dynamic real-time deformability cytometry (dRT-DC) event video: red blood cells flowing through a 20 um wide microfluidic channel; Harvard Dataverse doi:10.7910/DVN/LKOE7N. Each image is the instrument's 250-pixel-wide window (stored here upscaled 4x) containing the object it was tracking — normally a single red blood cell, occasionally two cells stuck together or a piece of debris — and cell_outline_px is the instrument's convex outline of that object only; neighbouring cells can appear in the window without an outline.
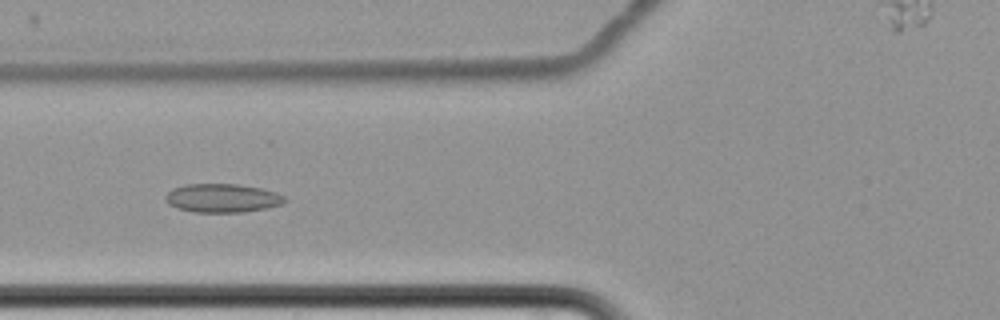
{"species": "common noctule bat (a hibernating species)", "species_latin": "Nyctalus noctula", "temperature_condition": "cold", "stored_images_in_passage": 16, "camera_frame_rate_fps": 3000, "um_per_image_px": 0.085, "animal": {"sex": "female", "body_mass_g": 22.7, "forearm_length_mm": 54.2}, "frame": {"image": 1, "passage_image": 7, "time_ms": 9.0, "image_size_px": [1000, 320], "cell_outline_px": [[288, 200], [280, 204], [264, 208], [244, 212], [196, 212], [176, 208], [168, 204], [164, 200], [164, 196], [172, 188], [184, 184], [236, 184], [260, 188], [276, 192], [284, 196]], "centroid_in_image_um": [18.85, 16.83], "position_along_channel_um": 107.0, "area_um2": 19.94}}
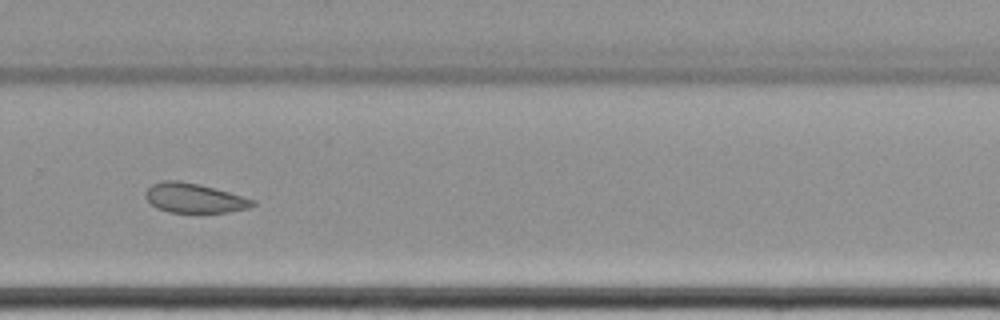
{"frame": {"image": 2, "passage_image": 12, "time_ms": 15.0, "image_size_px": [1000, 320], "cell_outline_px": [[256, 204], [248, 208], [228, 212], [168, 212], [156, 208], [144, 196], [144, 192], [152, 184], [164, 180], [180, 180], [200, 184], [244, 196], [256, 200]], "centroid_in_image_um": [16.51, 16.82], "position_along_channel_um": 313.3, "area_um2": 18.55}}
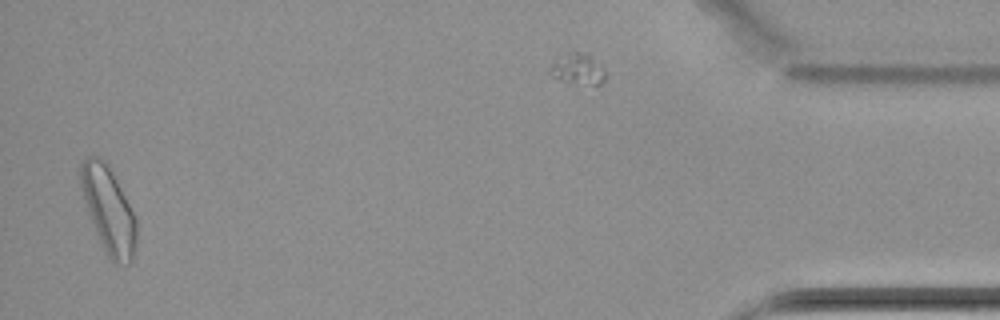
{"frame": {"image": 3, "passage_image": 16, "time_ms": 20.667, "image_size_px": [1000, 320], "cell_outline_px": [[136, 244], [132, 260], [128, 264], [116, 264], [108, 256], [96, 232], [80, 184], [80, 164], [88, 156], [100, 156], [108, 164], [136, 220]], "centroid_in_image_um": [9.23, 17.84], "position_along_channel_um": 426.0, "area_um2": 27.11}, "authors_computed_cell_mechanics": {"area_um2": 21.3282, "velocity_mm_per_s": 3.4439, "shape_relaxation_time_tau1_ms": 6.1528, "shape_relaxation_time_tau2_ms": 3.394, "deformation_change_tau1": 0.0552, "deformation_change_tau2": 0.0546}}